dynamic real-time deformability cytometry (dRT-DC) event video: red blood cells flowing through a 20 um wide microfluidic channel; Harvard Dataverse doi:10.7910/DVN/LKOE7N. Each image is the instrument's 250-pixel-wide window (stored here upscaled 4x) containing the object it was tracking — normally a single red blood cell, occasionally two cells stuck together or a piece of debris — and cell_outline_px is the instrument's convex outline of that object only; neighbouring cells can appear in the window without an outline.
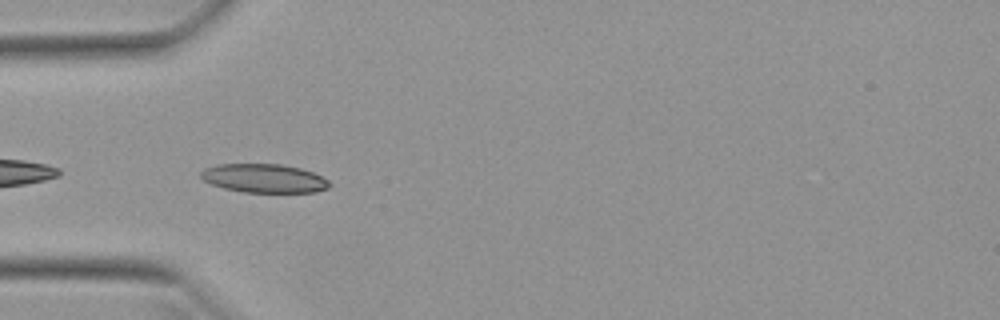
{"species": "Egyptian fruit bat (a non-hibernating species)", "species_latin": "Rousettus aegyptiacus", "temperature_condition": "warm", "stored_images_in_passage": 32, "camera_frame_rate_fps": 3000, "um_per_image_px": 0.085, "animal": {"sex": "female"}, "frame": {"image": 1, "passage_image": 2, "time_ms": 0.333, "image_size_px": [1000, 320], "cell_outline_px": [[332, 184], [328, 188], [316, 192], [244, 192], [224, 188], [212, 184], [204, 180], [200, 176], [200, 172], [204, 168], [216, 164], [280, 164], [300, 168], [312, 172], [328, 180]], "centroid_in_image_um": [22.44, 15.15], "position_along_channel_um": 62.6, "area_um2": 21.5}}
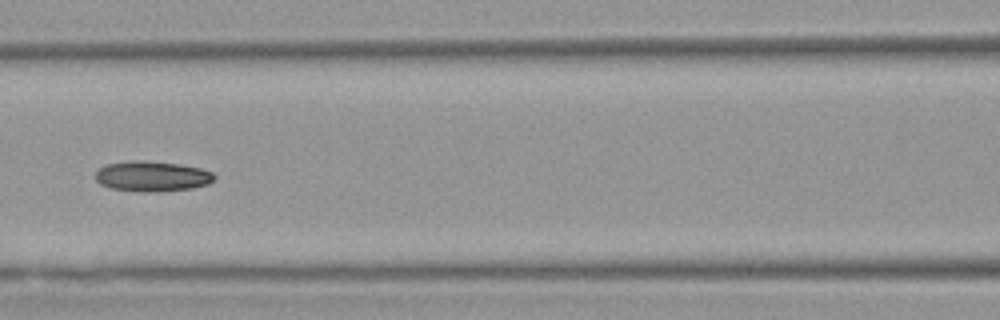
{"frame": {"image": 2, "passage_image": 9, "time_ms": 2.667, "image_size_px": [1000, 320], "cell_outline_px": [[216, 176], [208, 184], [192, 188], [164, 192], [144, 192], [112, 188], [100, 184], [96, 180], [96, 172], [100, 168], [108, 164], [128, 160], [144, 160], [180, 164], [200, 168], [212, 172]], "centroid_in_image_um": [12.94, 14.98], "position_along_channel_um": 153.7, "area_um2": 21.1}}
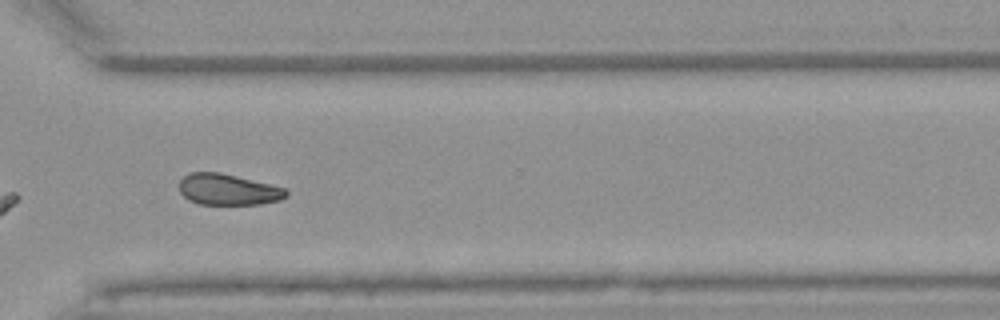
{"frame": {"image": 3, "passage_image": 24, "time_ms": 7.667, "image_size_px": [1000, 320], "cell_outline_px": [[288, 196], [280, 200], [260, 204], [200, 204], [188, 200], [180, 192], [180, 180], [188, 172], [220, 172], [284, 188], [288, 192]], "centroid_in_image_um": [19.36, 16.11], "position_along_channel_um": 351.2, "area_um2": 19.25}, "authors_computed_cell_mechanics": {"area_um2": 20.1144, "velocity_mm_per_s": 3.9632, "shape_relaxation_time_tau1_ms": 9.1309, "shape_relaxation_time_tau2_ms": null, "deformation_change_tau1": 0.1447, "deformation_change_tau2": null}}